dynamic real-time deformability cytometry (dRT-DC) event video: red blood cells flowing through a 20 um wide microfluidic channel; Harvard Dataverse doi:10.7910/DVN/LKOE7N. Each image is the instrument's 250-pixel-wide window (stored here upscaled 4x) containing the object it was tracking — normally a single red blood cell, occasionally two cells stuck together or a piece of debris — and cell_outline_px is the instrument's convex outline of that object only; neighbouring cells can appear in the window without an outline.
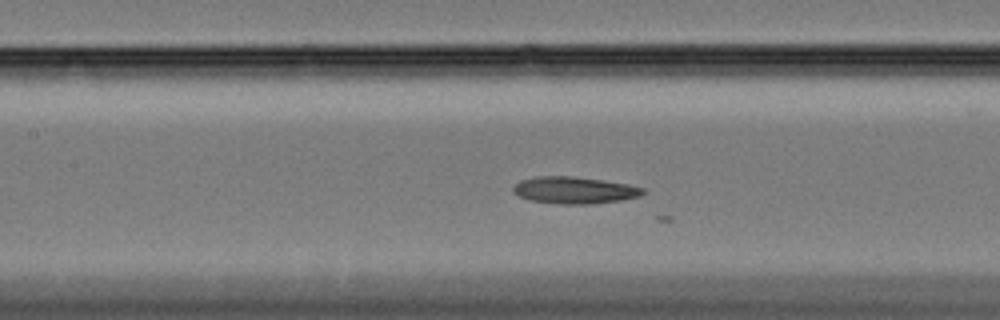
{"species": "Egyptian fruit bat (a non-hibernating species)", "species_latin": "Rousettus aegyptiacus", "temperature_condition": "cold", "stored_images_in_passage": 37, "camera_frame_rate_fps": 3000, "um_per_image_px": 0.085, "animal": {"sex": "female"}, "frame": {"image": 1, "passage_image": 27, "time_ms": 8.667, "image_size_px": [1000, 320], "cell_outline_px": [[648, 192], [640, 196], [624, 200], [592, 204], [560, 204], [528, 200], [512, 192], [512, 188], [520, 180], [536, 176], [576, 176], [604, 180], [628, 184], [644, 188]], "centroid_in_image_um": [48.86, 16.16], "position_along_channel_um": 158.5, "area_um2": 20.69}}
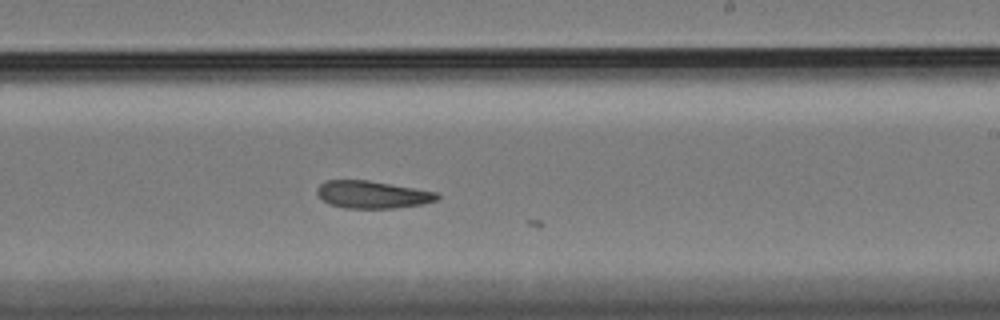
{"frame": {"image": 2, "passage_image": 36, "time_ms": 11.667, "image_size_px": [1000, 320], "cell_outline_px": [[440, 196], [436, 200], [420, 204], [396, 208], [344, 208], [328, 204], [316, 192], [316, 188], [324, 180], [368, 180], [436, 192]], "centroid_in_image_um": [31.6, 16.54], "position_along_channel_um": 257.4, "area_um2": 19.07}}